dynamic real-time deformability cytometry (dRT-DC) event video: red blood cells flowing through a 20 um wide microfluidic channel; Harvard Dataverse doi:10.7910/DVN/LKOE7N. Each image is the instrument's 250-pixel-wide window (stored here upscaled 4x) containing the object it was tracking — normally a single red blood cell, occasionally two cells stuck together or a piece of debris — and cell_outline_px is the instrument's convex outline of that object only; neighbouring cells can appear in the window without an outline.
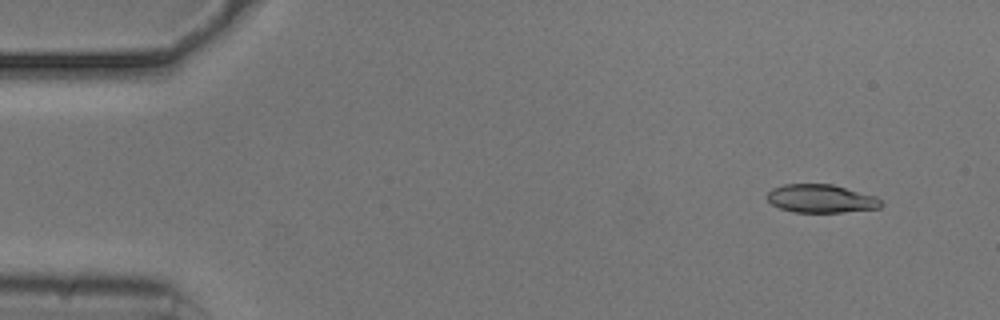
{"species": "common noctule bat (a hibernating species)", "species_latin": "Nyctalus noctula", "temperature_condition": "cold", "stored_images_in_passage": 36, "camera_frame_rate_fps": 3000, "um_per_image_px": 0.085, "animal": {"sex": "male", "body_mass_g": 20.5, "forearm_length_mm": 52.5}, "frame": {"image": 1, "passage_image": 1, "time_ms": 0.0, "image_size_px": [1000, 320], "cell_outline_px": [[884, 204], [880, 208], [844, 212], [792, 212], [780, 208], [772, 204], [768, 200], [768, 192], [772, 188], [784, 184], [832, 184], [876, 196]], "centroid_in_image_um": [69.8, 16.88], "position_along_channel_um": 15.2, "area_um2": 18.79}}
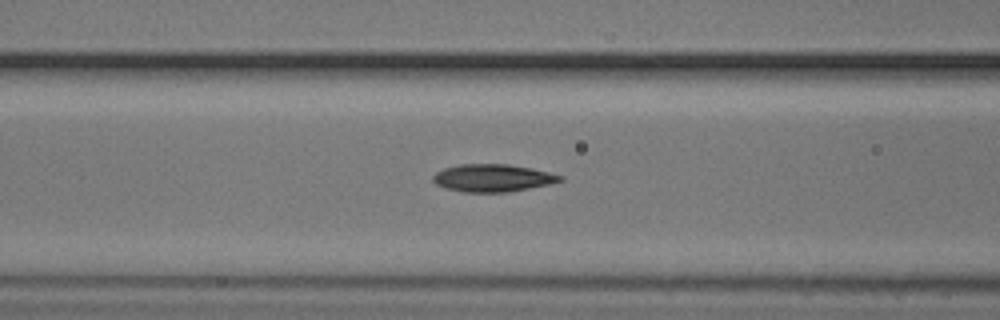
{"frame": {"image": 2, "passage_image": 18, "time_ms": 5.667, "image_size_px": [1000, 320], "cell_outline_px": [[564, 180], [548, 184], [508, 192], [464, 192], [444, 188], [436, 184], [432, 180], [432, 176], [436, 172], [444, 168], [460, 164], [508, 164], [532, 168], [564, 176]], "centroid_in_image_um": [41.86, 15.12], "position_along_channel_um": 124.7, "area_um2": 20.4}}
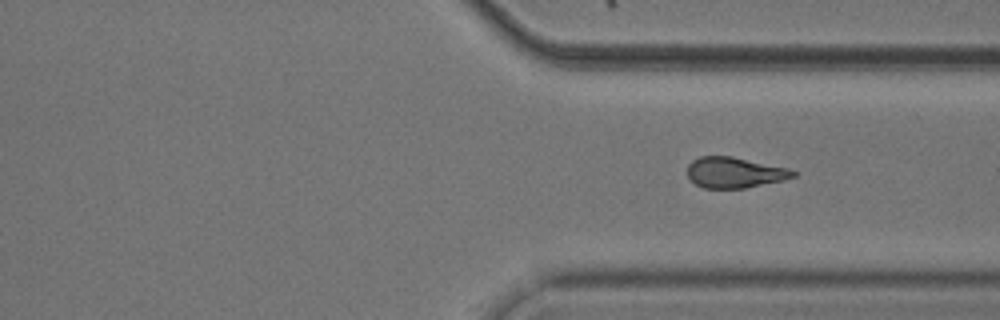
{"frame": {"image": 3, "passage_image": 36, "time_ms": 11.667, "image_size_px": [1000, 320], "cell_outline_px": [[796, 176], [784, 180], [744, 188], [704, 188], [696, 184], [688, 176], [688, 164], [692, 160], [700, 156], [732, 156], [788, 168], [796, 172]], "centroid_in_image_um": [62.44, 14.66], "position_along_channel_um": 349.0, "area_um2": 18.84}}